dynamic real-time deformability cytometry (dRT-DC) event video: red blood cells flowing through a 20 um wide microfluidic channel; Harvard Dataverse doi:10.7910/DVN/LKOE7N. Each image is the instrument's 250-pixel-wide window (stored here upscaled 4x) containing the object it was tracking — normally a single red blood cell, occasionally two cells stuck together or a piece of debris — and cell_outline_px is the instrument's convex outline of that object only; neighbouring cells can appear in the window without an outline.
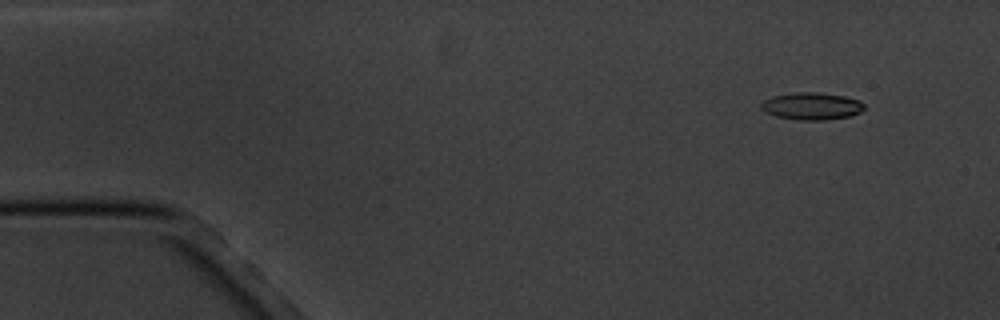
{"species": "common noctule bat (a hibernating species)", "species_latin": "Nyctalus noctula", "temperature_condition": "cold", "stored_images_in_passage": 5, "camera_frame_rate_fps": 3000, "um_per_image_px": 0.085, "animal": {"sex": "male", "body_mass_g": 20.1, "forearm_length_mm": 53.5}, "frame": {"image": 1, "passage_image": 2, "time_ms": 1.0, "image_size_px": [1000, 320], "cell_outline_px": [[864, 108], [860, 112], [848, 116], [824, 120], [796, 120], [776, 116], [764, 112], [760, 108], [760, 104], [764, 100], [772, 96], [796, 92], [820, 92], [844, 96], [860, 100], [864, 104]], "centroid_in_image_um": [68.96, 9.01], "position_along_channel_um": 16.0, "area_um2": 16.47}}
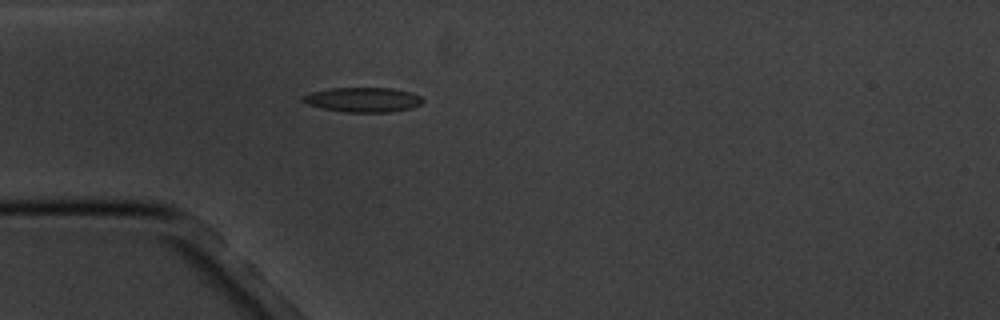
{"frame": {"image": 2, "passage_image": 5, "time_ms": 4.667, "image_size_px": [1000, 320], "cell_outline_px": [[424, 100], [420, 104], [412, 108], [392, 112], [344, 112], [320, 108], [308, 104], [300, 100], [300, 96], [312, 92], [328, 88], [392, 88], [412, 92], [420, 96]], "centroid_in_image_um": [30.83, 8.47], "position_along_channel_um": 54.2, "area_um2": 17.46}}